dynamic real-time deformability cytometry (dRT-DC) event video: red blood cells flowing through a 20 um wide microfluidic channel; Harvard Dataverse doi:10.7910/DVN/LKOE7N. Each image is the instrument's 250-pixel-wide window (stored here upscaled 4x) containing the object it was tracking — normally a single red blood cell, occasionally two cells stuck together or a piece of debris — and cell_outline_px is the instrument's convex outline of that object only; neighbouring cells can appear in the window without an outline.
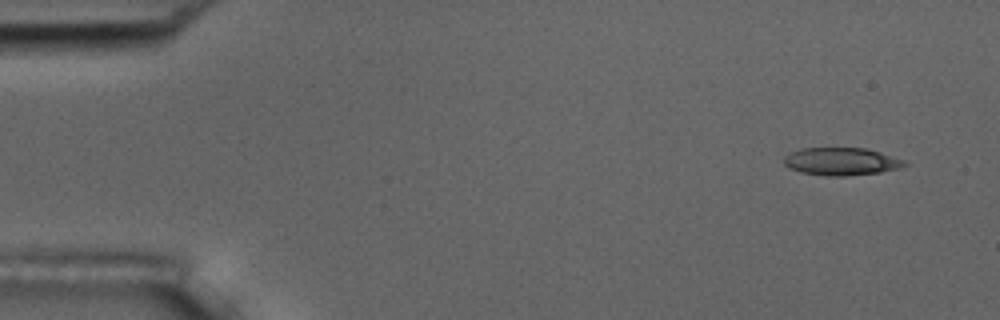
{"species": "common noctule bat (a hibernating species)", "species_latin": "Nyctalus noctula", "temperature_condition": "room temperature", "stored_images_in_passage": 8, "camera_frame_rate_fps": 3000, "um_per_image_px": 0.085, "animal": {"sex": "male", "body_mass_g": 17.5, "forearm_length_mm": 52.3}, "frame": {"image": 1, "passage_image": 1, "time_ms": 0.0, "image_size_px": [1000, 320], "cell_outline_px": [[908, 164], [900, 168], [880, 172], [848, 176], [828, 176], [800, 172], [788, 168], [784, 164], [784, 156], [800, 148], [868, 148], [904, 160]], "centroid_in_image_um": [71.5, 13.73], "position_along_channel_um": 13.5, "area_um2": 19.54}}
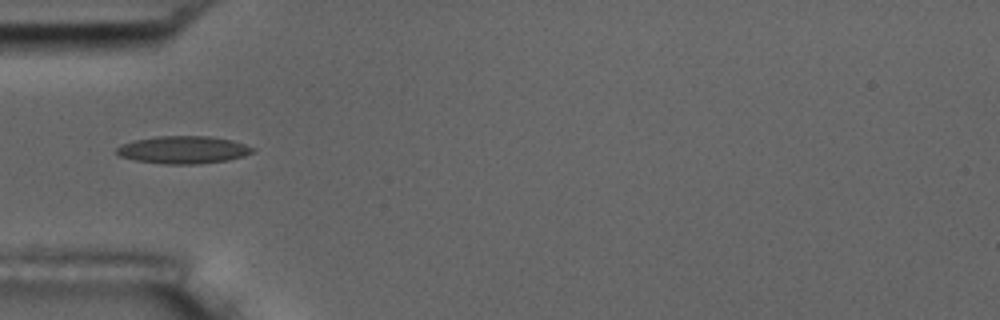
{"frame": {"image": 2, "passage_image": 5, "time_ms": 4.667, "image_size_px": [1000, 320], "cell_outline_px": [[256, 148], [252, 152], [244, 156], [228, 160], [200, 164], [164, 164], [136, 160], [120, 156], [116, 152], [116, 148], [120, 144], [132, 140], [156, 136], [212, 136], [232, 140]], "centroid_in_image_um": [15.57, 12.73], "position_along_channel_um": 69.4, "area_um2": 22.02}}
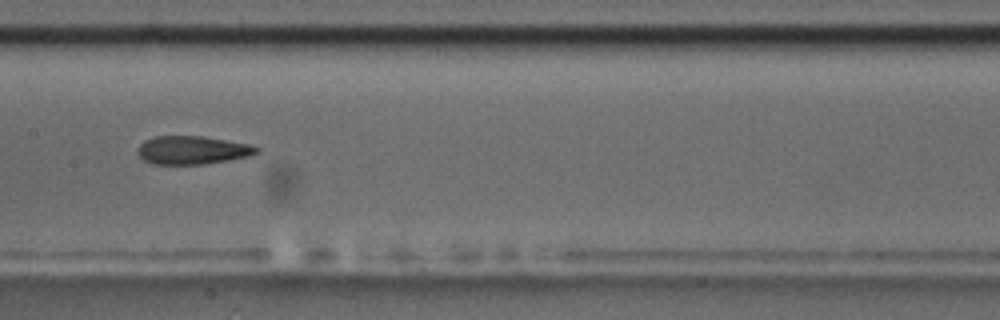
{"frame": {"image": 3, "passage_image": 8, "time_ms": 8.0, "image_size_px": [1000, 320], "cell_outline_px": [[260, 152], [248, 156], [228, 160], [204, 164], [152, 164], [144, 160], [136, 152], [136, 148], [144, 140], [156, 136], [204, 136], [248, 144], [260, 148]], "centroid_in_image_um": [16.32, 12.76], "position_along_channel_um": 191.1, "area_um2": 19.65}}